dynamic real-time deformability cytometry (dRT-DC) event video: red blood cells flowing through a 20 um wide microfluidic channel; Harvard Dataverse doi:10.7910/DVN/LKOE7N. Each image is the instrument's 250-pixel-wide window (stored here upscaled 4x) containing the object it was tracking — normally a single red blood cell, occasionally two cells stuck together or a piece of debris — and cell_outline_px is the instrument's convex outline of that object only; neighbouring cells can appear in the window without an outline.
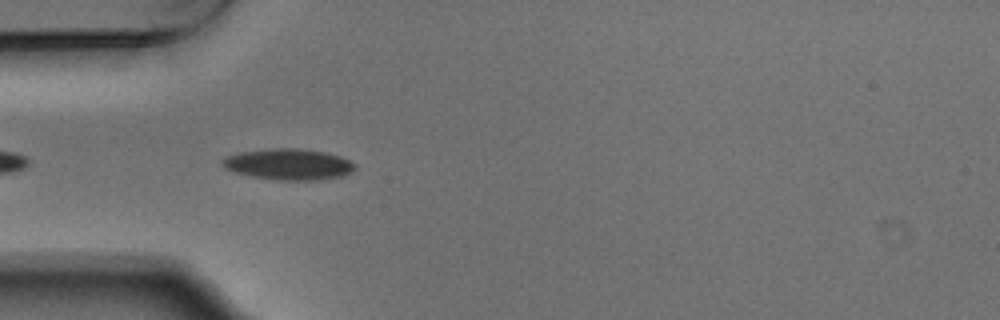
{"species": "Egyptian fruit bat (a non-hibernating species)", "species_latin": "Rousettus aegyptiacus", "temperature_condition": "warm", "stored_images_in_passage": 9, "camera_frame_rate_fps": 3000, "um_per_image_px": 0.085, "animal": {"sex": "male"}, "frame": {"image": 1, "passage_image": 3, "time_ms": 0.667, "image_size_px": [1000, 320], "cell_outline_px": [[356, 168], [352, 172], [340, 176], [312, 180], [280, 180], [252, 176], [236, 172], [224, 168], [220, 164], [220, 160], [228, 156], [240, 152], [272, 148], [296, 148], [328, 152], [340, 156], [356, 164]], "centroid_in_image_um": [24.53, 13.95], "position_along_channel_um": 60.5, "area_um2": 23.93}}
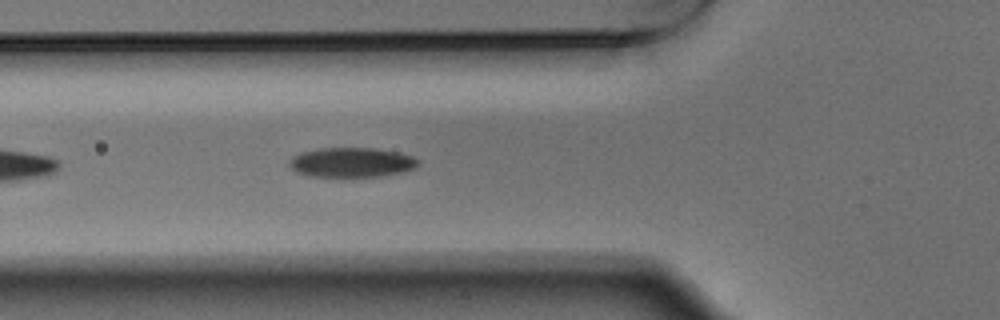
{"frame": {"image": 2, "passage_image": 6, "time_ms": 1.667, "image_size_px": [1000, 320], "cell_outline_px": [[420, 164], [416, 168], [404, 172], [380, 176], [348, 180], [308, 176], [296, 172], [288, 164], [288, 160], [292, 156], [300, 152], [320, 148], [376, 148], [400, 152], [412, 156], [420, 160]], "centroid_in_image_um": [29.88, 13.85], "position_along_channel_um": 95.9, "area_um2": 23.58}}